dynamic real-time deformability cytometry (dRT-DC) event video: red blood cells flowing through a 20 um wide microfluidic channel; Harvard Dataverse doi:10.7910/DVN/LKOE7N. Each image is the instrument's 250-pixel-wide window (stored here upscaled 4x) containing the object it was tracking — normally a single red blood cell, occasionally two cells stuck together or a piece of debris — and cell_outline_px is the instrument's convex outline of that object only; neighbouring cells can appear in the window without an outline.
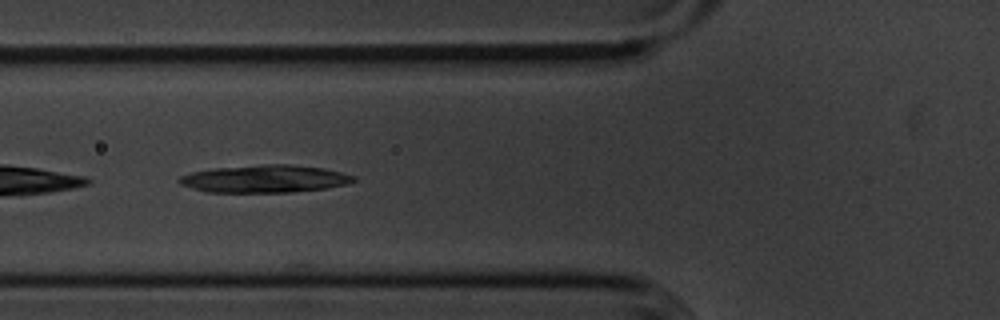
{"species": "common noctule bat (a hibernating species)", "species_latin": "Nyctalus noctula", "temperature_condition": "cold", "stored_images_in_passage": 35, "camera_frame_rate_fps": 3000, "um_per_image_px": 0.085, "animal": {"sex": "male", "body_mass_g": 20.1, "forearm_length_mm": 53.5}, "frame": {"image": 1, "passage_image": 14, "time_ms": 4.333, "image_size_px": [1000, 320], "cell_outline_px": [[356, 180], [348, 184], [328, 188], [292, 192], [208, 192], [192, 188], [180, 184], [176, 180], [180, 176], [192, 172], [216, 168], [264, 164], [288, 164], [324, 168], [356, 176]], "centroid_in_image_um": [22.53, 15.2], "position_along_channel_um": 103.3, "area_um2": 28.03}}
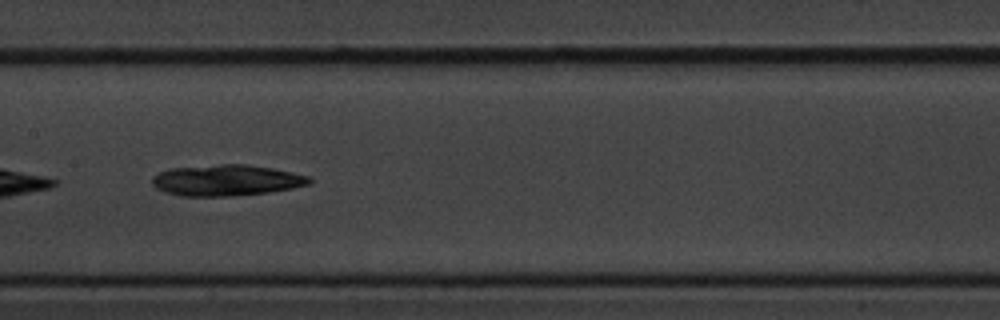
{"frame": {"image": 2, "passage_image": 21, "time_ms": 6.667, "image_size_px": [1000, 320], "cell_outline_px": [[312, 180], [308, 184], [292, 188], [268, 192], [232, 196], [180, 196], [164, 192], [156, 188], [152, 184], [152, 176], [160, 172], [172, 168], [220, 164], [248, 164], [272, 168], [292, 172], [308, 176]], "centroid_in_image_um": [19.21, 15.32], "position_along_channel_um": 188.2, "area_um2": 28.44}}
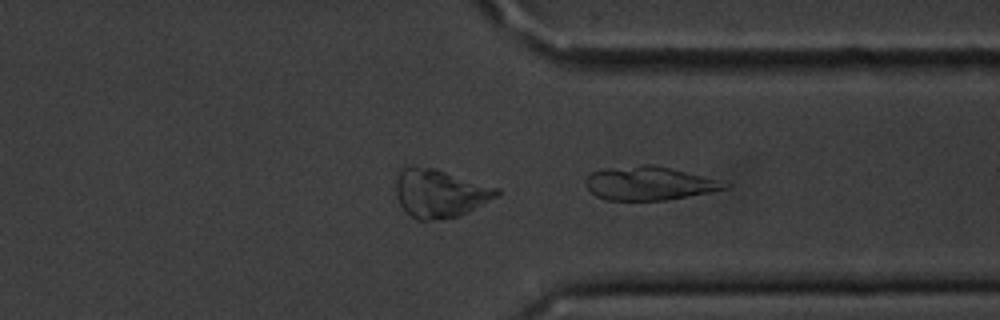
{"frame": {"image": 3, "passage_image": 35, "time_ms": 11.333, "image_size_px": [1000, 320], "cell_outline_px": [[732, 184], [728, 188], [708, 192], [664, 200], [608, 200], [596, 196], [588, 188], [584, 180], [592, 172], [604, 168], [644, 164], [656, 164], [720, 180]], "centroid_in_image_um": [55.18, 15.56], "position_along_channel_um": 356.2, "area_um2": 27.22}}